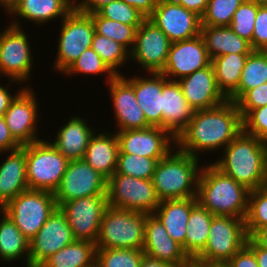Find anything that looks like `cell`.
<instances>
[{
    "mask_svg": "<svg viewBox=\"0 0 267 267\" xmlns=\"http://www.w3.org/2000/svg\"><path fill=\"white\" fill-rule=\"evenodd\" d=\"M242 131L238 105L227 100L214 108L196 110L186 129L176 139V147L198 158L203 153L212 156L215 151L221 153Z\"/></svg>",
    "mask_w": 267,
    "mask_h": 267,
    "instance_id": "obj_1",
    "label": "cell"
},
{
    "mask_svg": "<svg viewBox=\"0 0 267 267\" xmlns=\"http://www.w3.org/2000/svg\"><path fill=\"white\" fill-rule=\"evenodd\" d=\"M211 162L248 190L267 184V143L242 131Z\"/></svg>",
    "mask_w": 267,
    "mask_h": 267,
    "instance_id": "obj_2",
    "label": "cell"
},
{
    "mask_svg": "<svg viewBox=\"0 0 267 267\" xmlns=\"http://www.w3.org/2000/svg\"><path fill=\"white\" fill-rule=\"evenodd\" d=\"M202 164L198 179L197 202L214 216L245 220L250 190L222 173L211 160Z\"/></svg>",
    "mask_w": 267,
    "mask_h": 267,
    "instance_id": "obj_3",
    "label": "cell"
},
{
    "mask_svg": "<svg viewBox=\"0 0 267 267\" xmlns=\"http://www.w3.org/2000/svg\"><path fill=\"white\" fill-rule=\"evenodd\" d=\"M202 162L177 147L159 160L151 180L160 201L197 197Z\"/></svg>",
    "mask_w": 267,
    "mask_h": 267,
    "instance_id": "obj_4",
    "label": "cell"
},
{
    "mask_svg": "<svg viewBox=\"0 0 267 267\" xmlns=\"http://www.w3.org/2000/svg\"><path fill=\"white\" fill-rule=\"evenodd\" d=\"M148 214L107 207L103 213L97 249H142Z\"/></svg>",
    "mask_w": 267,
    "mask_h": 267,
    "instance_id": "obj_5",
    "label": "cell"
},
{
    "mask_svg": "<svg viewBox=\"0 0 267 267\" xmlns=\"http://www.w3.org/2000/svg\"><path fill=\"white\" fill-rule=\"evenodd\" d=\"M46 138L21 148L26 156L29 189L54 193L66 172L69 160L50 143L49 137Z\"/></svg>",
    "mask_w": 267,
    "mask_h": 267,
    "instance_id": "obj_6",
    "label": "cell"
},
{
    "mask_svg": "<svg viewBox=\"0 0 267 267\" xmlns=\"http://www.w3.org/2000/svg\"><path fill=\"white\" fill-rule=\"evenodd\" d=\"M56 54L52 70L62 75L88 48L95 34V25L88 13L72 9L60 21ZM61 27V28H60Z\"/></svg>",
    "mask_w": 267,
    "mask_h": 267,
    "instance_id": "obj_7",
    "label": "cell"
},
{
    "mask_svg": "<svg viewBox=\"0 0 267 267\" xmlns=\"http://www.w3.org/2000/svg\"><path fill=\"white\" fill-rule=\"evenodd\" d=\"M245 220L231 216H214L205 248L193 264L227 263L247 241Z\"/></svg>",
    "mask_w": 267,
    "mask_h": 267,
    "instance_id": "obj_8",
    "label": "cell"
},
{
    "mask_svg": "<svg viewBox=\"0 0 267 267\" xmlns=\"http://www.w3.org/2000/svg\"><path fill=\"white\" fill-rule=\"evenodd\" d=\"M24 27L6 24L0 32V77L20 82L25 87L31 82L34 53L30 35Z\"/></svg>",
    "mask_w": 267,
    "mask_h": 267,
    "instance_id": "obj_9",
    "label": "cell"
},
{
    "mask_svg": "<svg viewBox=\"0 0 267 267\" xmlns=\"http://www.w3.org/2000/svg\"><path fill=\"white\" fill-rule=\"evenodd\" d=\"M57 207L53 192L28 189L14 197L1 210L31 241Z\"/></svg>",
    "mask_w": 267,
    "mask_h": 267,
    "instance_id": "obj_10",
    "label": "cell"
},
{
    "mask_svg": "<svg viewBox=\"0 0 267 267\" xmlns=\"http://www.w3.org/2000/svg\"><path fill=\"white\" fill-rule=\"evenodd\" d=\"M108 206L153 214L160 204L151 179H139L124 174H113L107 180Z\"/></svg>",
    "mask_w": 267,
    "mask_h": 267,
    "instance_id": "obj_11",
    "label": "cell"
},
{
    "mask_svg": "<svg viewBox=\"0 0 267 267\" xmlns=\"http://www.w3.org/2000/svg\"><path fill=\"white\" fill-rule=\"evenodd\" d=\"M75 240L96 242L102 216L108 207L106 195L87 196L61 203Z\"/></svg>",
    "mask_w": 267,
    "mask_h": 267,
    "instance_id": "obj_12",
    "label": "cell"
},
{
    "mask_svg": "<svg viewBox=\"0 0 267 267\" xmlns=\"http://www.w3.org/2000/svg\"><path fill=\"white\" fill-rule=\"evenodd\" d=\"M25 87L11 102L4 113L6 125L8 126L13 138L21 145H27L41 140L38 134L39 119L38 113L41 112L40 102L32 87ZM39 102V103H38ZM40 110V111H39ZM38 134V135H37Z\"/></svg>",
    "mask_w": 267,
    "mask_h": 267,
    "instance_id": "obj_13",
    "label": "cell"
},
{
    "mask_svg": "<svg viewBox=\"0 0 267 267\" xmlns=\"http://www.w3.org/2000/svg\"><path fill=\"white\" fill-rule=\"evenodd\" d=\"M171 43L161 29L146 18L136 30L130 61L139 64L138 67L146 71L144 73H160L166 64Z\"/></svg>",
    "mask_w": 267,
    "mask_h": 267,
    "instance_id": "obj_14",
    "label": "cell"
},
{
    "mask_svg": "<svg viewBox=\"0 0 267 267\" xmlns=\"http://www.w3.org/2000/svg\"><path fill=\"white\" fill-rule=\"evenodd\" d=\"M106 189L107 179L84 159L71 160L54 192V197L59 206L61 203L82 197L106 195Z\"/></svg>",
    "mask_w": 267,
    "mask_h": 267,
    "instance_id": "obj_15",
    "label": "cell"
},
{
    "mask_svg": "<svg viewBox=\"0 0 267 267\" xmlns=\"http://www.w3.org/2000/svg\"><path fill=\"white\" fill-rule=\"evenodd\" d=\"M115 132L119 153L136 154L159 161L176 147V139L168 131L157 126Z\"/></svg>",
    "mask_w": 267,
    "mask_h": 267,
    "instance_id": "obj_16",
    "label": "cell"
},
{
    "mask_svg": "<svg viewBox=\"0 0 267 267\" xmlns=\"http://www.w3.org/2000/svg\"><path fill=\"white\" fill-rule=\"evenodd\" d=\"M211 64L205 42L200 35L172 42L164 69L167 79L178 81Z\"/></svg>",
    "mask_w": 267,
    "mask_h": 267,
    "instance_id": "obj_17",
    "label": "cell"
},
{
    "mask_svg": "<svg viewBox=\"0 0 267 267\" xmlns=\"http://www.w3.org/2000/svg\"><path fill=\"white\" fill-rule=\"evenodd\" d=\"M74 241L68 221L57 207L30 241L29 267H38L52 254Z\"/></svg>",
    "mask_w": 267,
    "mask_h": 267,
    "instance_id": "obj_18",
    "label": "cell"
},
{
    "mask_svg": "<svg viewBox=\"0 0 267 267\" xmlns=\"http://www.w3.org/2000/svg\"><path fill=\"white\" fill-rule=\"evenodd\" d=\"M149 19L171 42L190 39L201 33V17L171 0H158Z\"/></svg>",
    "mask_w": 267,
    "mask_h": 267,
    "instance_id": "obj_19",
    "label": "cell"
},
{
    "mask_svg": "<svg viewBox=\"0 0 267 267\" xmlns=\"http://www.w3.org/2000/svg\"><path fill=\"white\" fill-rule=\"evenodd\" d=\"M115 115L116 131L150 127L134 93L133 85L122 75H116L107 84ZM118 129V130H117Z\"/></svg>",
    "mask_w": 267,
    "mask_h": 267,
    "instance_id": "obj_20",
    "label": "cell"
},
{
    "mask_svg": "<svg viewBox=\"0 0 267 267\" xmlns=\"http://www.w3.org/2000/svg\"><path fill=\"white\" fill-rule=\"evenodd\" d=\"M142 250L149 257L168 262L175 267H190L193 264L182 246L170 237L153 214L146 216Z\"/></svg>",
    "mask_w": 267,
    "mask_h": 267,
    "instance_id": "obj_21",
    "label": "cell"
},
{
    "mask_svg": "<svg viewBox=\"0 0 267 267\" xmlns=\"http://www.w3.org/2000/svg\"><path fill=\"white\" fill-rule=\"evenodd\" d=\"M72 9L73 0H16L8 7L6 15L13 18L9 23L11 25L24 27L23 22L25 24L27 20L28 23H35V26L41 27L59 17V21L63 20Z\"/></svg>",
    "mask_w": 267,
    "mask_h": 267,
    "instance_id": "obj_22",
    "label": "cell"
},
{
    "mask_svg": "<svg viewBox=\"0 0 267 267\" xmlns=\"http://www.w3.org/2000/svg\"><path fill=\"white\" fill-rule=\"evenodd\" d=\"M177 82L195 111L214 108L228 100L218 88L212 64Z\"/></svg>",
    "mask_w": 267,
    "mask_h": 267,
    "instance_id": "obj_23",
    "label": "cell"
},
{
    "mask_svg": "<svg viewBox=\"0 0 267 267\" xmlns=\"http://www.w3.org/2000/svg\"><path fill=\"white\" fill-rule=\"evenodd\" d=\"M194 113V108L186 101L178 82L162 74V128L177 139Z\"/></svg>",
    "mask_w": 267,
    "mask_h": 267,
    "instance_id": "obj_24",
    "label": "cell"
},
{
    "mask_svg": "<svg viewBox=\"0 0 267 267\" xmlns=\"http://www.w3.org/2000/svg\"><path fill=\"white\" fill-rule=\"evenodd\" d=\"M92 126L88 119L75 114L58 127L53 141H49L69 161L83 159L89 140L96 131Z\"/></svg>",
    "mask_w": 267,
    "mask_h": 267,
    "instance_id": "obj_25",
    "label": "cell"
},
{
    "mask_svg": "<svg viewBox=\"0 0 267 267\" xmlns=\"http://www.w3.org/2000/svg\"><path fill=\"white\" fill-rule=\"evenodd\" d=\"M148 75V76H147ZM134 87L136 100L150 126L162 128V73L123 75Z\"/></svg>",
    "mask_w": 267,
    "mask_h": 267,
    "instance_id": "obj_26",
    "label": "cell"
},
{
    "mask_svg": "<svg viewBox=\"0 0 267 267\" xmlns=\"http://www.w3.org/2000/svg\"><path fill=\"white\" fill-rule=\"evenodd\" d=\"M1 154L6 157L0 162V210L14 197L29 189L25 151L19 148Z\"/></svg>",
    "mask_w": 267,
    "mask_h": 267,
    "instance_id": "obj_27",
    "label": "cell"
},
{
    "mask_svg": "<svg viewBox=\"0 0 267 267\" xmlns=\"http://www.w3.org/2000/svg\"><path fill=\"white\" fill-rule=\"evenodd\" d=\"M107 128L91 136L83 159L108 180L116 172L119 143L116 132Z\"/></svg>",
    "mask_w": 267,
    "mask_h": 267,
    "instance_id": "obj_28",
    "label": "cell"
},
{
    "mask_svg": "<svg viewBox=\"0 0 267 267\" xmlns=\"http://www.w3.org/2000/svg\"><path fill=\"white\" fill-rule=\"evenodd\" d=\"M197 198L161 200L153 215L165 227L170 237L179 243L185 252L187 222L191 209L197 204Z\"/></svg>",
    "mask_w": 267,
    "mask_h": 267,
    "instance_id": "obj_29",
    "label": "cell"
},
{
    "mask_svg": "<svg viewBox=\"0 0 267 267\" xmlns=\"http://www.w3.org/2000/svg\"><path fill=\"white\" fill-rule=\"evenodd\" d=\"M201 36L209 57L227 54H250L253 48L247 40L234 33L229 26H201Z\"/></svg>",
    "mask_w": 267,
    "mask_h": 267,
    "instance_id": "obj_30",
    "label": "cell"
},
{
    "mask_svg": "<svg viewBox=\"0 0 267 267\" xmlns=\"http://www.w3.org/2000/svg\"><path fill=\"white\" fill-rule=\"evenodd\" d=\"M29 253L30 241L11 218L0 210V262L12 264L24 259L25 262L21 263L29 267Z\"/></svg>",
    "mask_w": 267,
    "mask_h": 267,
    "instance_id": "obj_31",
    "label": "cell"
},
{
    "mask_svg": "<svg viewBox=\"0 0 267 267\" xmlns=\"http://www.w3.org/2000/svg\"><path fill=\"white\" fill-rule=\"evenodd\" d=\"M96 244L75 240L52 254L38 267H88L96 262Z\"/></svg>",
    "mask_w": 267,
    "mask_h": 267,
    "instance_id": "obj_32",
    "label": "cell"
},
{
    "mask_svg": "<svg viewBox=\"0 0 267 267\" xmlns=\"http://www.w3.org/2000/svg\"><path fill=\"white\" fill-rule=\"evenodd\" d=\"M249 54H227L211 60L219 90L228 99L237 89Z\"/></svg>",
    "mask_w": 267,
    "mask_h": 267,
    "instance_id": "obj_33",
    "label": "cell"
},
{
    "mask_svg": "<svg viewBox=\"0 0 267 267\" xmlns=\"http://www.w3.org/2000/svg\"><path fill=\"white\" fill-rule=\"evenodd\" d=\"M213 217L199 203L191 209L185 237V253L191 260L205 248Z\"/></svg>",
    "mask_w": 267,
    "mask_h": 267,
    "instance_id": "obj_34",
    "label": "cell"
},
{
    "mask_svg": "<svg viewBox=\"0 0 267 267\" xmlns=\"http://www.w3.org/2000/svg\"><path fill=\"white\" fill-rule=\"evenodd\" d=\"M267 82V51L253 50L242 70L238 89L228 98L237 102L248 90Z\"/></svg>",
    "mask_w": 267,
    "mask_h": 267,
    "instance_id": "obj_35",
    "label": "cell"
},
{
    "mask_svg": "<svg viewBox=\"0 0 267 267\" xmlns=\"http://www.w3.org/2000/svg\"><path fill=\"white\" fill-rule=\"evenodd\" d=\"M91 48L116 75L123 74L120 69L130 61V52L124 46L95 32Z\"/></svg>",
    "mask_w": 267,
    "mask_h": 267,
    "instance_id": "obj_36",
    "label": "cell"
},
{
    "mask_svg": "<svg viewBox=\"0 0 267 267\" xmlns=\"http://www.w3.org/2000/svg\"><path fill=\"white\" fill-rule=\"evenodd\" d=\"M90 16L97 34L120 43L129 52L132 50L137 30L134 26L101 17L97 12L91 13Z\"/></svg>",
    "mask_w": 267,
    "mask_h": 267,
    "instance_id": "obj_37",
    "label": "cell"
},
{
    "mask_svg": "<svg viewBox=\"0 0 267 267\" xmlns=\"http://www.w3.org/2000/svg\"><path fill=\"white\" fill-rule=\"evenodd\" d=\"M80 75H102L104 81L107 84L111 81L116 74L103 62L99 55L92 50V48L86 49L81 56L63 73L65 77L78 76Z\"/></svg>",
    "mask_w": 267,
    "mask_h": 267,
    "instance_id": "obj_38",
    "label": "cell"
},
{
    "mask_svg": "<svg viewBox=\"0 0 267 267\" xmlns=\"http://www.w3.org/2000/svg\"><path fill=\"white\" fill-rule=\"evenodd\" d=\"M264 226H267V184L250 191L248 211L245 217L248 237H251L259 228Z\"/></svg>",
    "mask_w": 267,
    "mask_h": 267,
    "instance_id": "obj_39",
    "label": "cell"
},
{
    "mask_svg": "<svg viewBox=\"0 0 267 267\" xmlns=\"http://www.w3.org/2000/svg\"><path fill=\"white\" fill-rule=\"evenodd\" d=\"M157 163L158 160L154 158L118 153L117 167L114 174H124L139 179H152Z\"/></svg>",
    "mask_w": 267,
    "mask_h": 267,
    "instance_id": "obj_40",
    "label": "cell"
},
{
    "mask_svg": "<svg viewBox=\"0 0 267 267\" xmlns=\"http://www.w3.org/2000/svg\"><path fill=\"white\" fill-rule=\"evenodd\" d=\"M144 256L142 249H97L99 267H139Z\"/></svg>",
    "mask_w": 267,
    "mask_h": 267,
    "instance_id": "obj_41",
    "label": "cell"
},
{
    "mask_svg": "<svg viewBox=\"0 0 267 267\" xmlns=\"http://www.w3.org/2000/svg\"><path fill=\"white\" fill-rule=\"evenodd\" d=\"M244 0H209L201 17V26H229L235 11Z\"/></svg>",
    "mask_w": 267,
    "mask_h": 267,
    "instance_id": "obj_42",
    "label": "cell"
},
{
    "mask_svg": "<svg viewBox=\"0 0 267 267\" xmlns=\"http://www.w3.org/2000/svg\"><path fill=\"white\" fill-rule=\"evenodd\" d=\"M257 12L258 5L256 3L244 0L235 11L229 25L234 33L250 43L252 42Z\"/></svg>",
    "mask_w": 267,
    "mask_h": 267,
    "instance_id": "obj_43",
    "label": "cell"
},
{
    "mask_svg": "<svg viewBox=\"0 0 267 267\" xmlns=\"http://www.w3.org/2000/svg\"><path fill=\"white\" fill-rule=\"evenodd\" d=\"M97 13L109 20L121 22L126 25H132L136 29L141 26L146 17L137 9L129 6L124 1L115 0L101 7Z\"/></svg>",
    "mask_w": 267,
    "mask_h": 267,
    "instance_id": "obj_44",
    "label": "cell"
},
{
    "mask_svg": "<svg viewBox=\"0 0 267 267\" xmlns=\"http://www.w3.org/2000/svg\"><path fill=\"white\" fill-rule=\"evenodd\" d=\"M243 131L267 143V105L249 111L243 118Z\"/></svg>",
    "mask_w": 267,
    "mask_h": 267,
    "instance_id": "obj_45",
    "label": "cell"
},
{
    "mask_svg": "<svg viewBox=\"0 0 267 267\" xmlns=\"http://www.w3.org/2000/svg\"><path fill=\"white\" fill-rule=\"evenodd\" d=\"M242 118L251 110L267 105V82L248 90L237 102Z\"/></svg>",
    "mask_w": 267,
    "mask_h": 267,
    "instance_id": "obj_46",
    "label": "cell"
},
{
    "mask_svg": "<svg viewBox=\"0 0 267 267\" xmlns=\"http://www.w3.org/2000/svg\"><path fill=\"white\" fill-rule=\"evenodd\" d=\"M253 50L267 51V6L258 5L252 42Z\"/></svg>",
    "mask_w": 267,
    "mask_h": 267,
    "instance_id": "obj_47",
    "label": "cell"
},
{
    "mask_svg": "<svg viewBox=\"0 0 267 267\" xmlns=\"http://www.w3.org/2000/svg\"><path fill=\"white\" fill-rule=\"evenodd\" d=\"M227 263L230 267H259L254 252L246 244Z\"/></svg>",
    "mask_w": 267,
    "mask_h": 267,
    "instance_id": "obj_48",
    "label": "cell"
},
{
    "mask_svg": "<svg viewBox=\"0 0 267 267\" xmlns=\"http://www.w3.org/2000/svg\"><path fill=\"white\" fill-rule=\"evenodd\" d=\"M1 81V79H0ZM10 82H7L8 84L1 83L0 84V115L4 116V113L6 112V110L8 109V107L10 106L11 102L15 99V97L24 89L25 86H23V84H21L18 81L15 80H8ZM16 83V84H15ZM14 85L20 84L18 85V91L14 94L11 92L12 88L14 87ZM12 85V88H10ZM21 86V89H20ZM23 86V87H22ZM10 89V90H9Z\"/></svg>",
    "mask_w": 267,
    "mask_h": 267,
    "instance_id": "obj_49",
    "label": "cell"
},
{
    "mask_svg": "<svg viewBox=\"0 0 267 267\" xmlns=\"http://www.w3.org/2000/svg\"><path fill=\"white\" fill-rule=\"evenodd\" d=\"M21 147L22 146L11 135L4 116L0 115V153L14 151Z\"/></svg>",
    "mask_w": 267,
    "mask_h": 267,
    "instance_id": "obj_50",
    "label": "cell"
},
{
    "mask_svg": "<svg viewBox=\"0 0 267 267\" xmlns=\"http://www.w3.org/2000/svg\"><path fill=\"white\" fill-rule=\"evenodd\" d=\"M115 0H73V9L81 13H96L101 7Z\"/></svg>",
    "mask_w": 267,
    "mask_h": 267,
    "instance_id": "obj_51",
    "label": "cell"
},
{
    "mask_svg": "<svg viewBox=\"0 0 267 267\" xmlns=\"http://www.w3.org/2000/svg\"><path fill=\"white\" fill-rule=\"evenodd\" d=\"M124 1L129 6L134 7L140 13H142L146 18H149L155 7L157 6L158 0H121Z\"/></svg>",
    "mask_w": 267,
    "mask_h": 267,
    "instance_id": "obj_52",
    "label": "cell"
},
{
    "mask_svg": "<svg viewBox=\"0 0 267 267\" xmlns=\"http://www.w3.org/2000/svg\"><path fill=\"white\" fill-rule=\"evenodd\" d=\"M177 4L182 5L186 9L195 12L202 17L206 11L209 0H171Z\"/></svg>",
    "mask_w": 267,
    "mask_h": 267,
    "instance_id": "obj_53",
    "label": "cell"
},
{
    "mask_svg": "<svg viewBox=\"0 0 267 267\" xmlns=\"http://www.w3.org/2000/svg\"><path fill=\"white\" fill-rule=\"evenodd\" d=\"M246 245L254 252L259 267H267V249L259 246L251 237L247 238Z\"/></svg>",
    "mask_w": 267,
    "mask_h": 267,
    "instance_id": "obj_54",
    "label": "cell"
},
{
    "mask_svg": "<svg viewBox=\"0 0 267 267\" xmlns=\"http://www.w3.org/2000/svg\"><path fill=\"white\" fill-rule=\"evenodd\" d=\"M139 267H175L174 265L144 254Z\"/></svg>",
    "mask_w": 267,
    "mask_h": 267,
    "instance_id": "obj_55",
    "label": "cell"
},
{
    "mask_svg": "<svg viewBox=\"0 0 267 267\" xmlns=\"http://www.w3.org/2000/svg\"><path fill=\"white\" fill-rule=\"evenodd\" d=\"M251 238L261 247L267 249V226L259 228Z\"/></svg>",
    "mask_w": 267,
    "mask_h": 267,
    "instance_id": "obj_56",
    "label": "cell"
},
{
    "mask_svg": "<svg viewBox=\"0 0 267 267\" xmlns=\"http://www.w3.org/2000/svg\"><path fill=\"white\" fill-rule=\"evenodd\" d=\"M198 267H230L228 263L194 264Z\"/></svg>",
    "mask_w": 267,
    "mask_h": 267,
    "instance_id": "obj_57",
    "label": "cell"
},
{
    "mask_svg": "<svg viewBox=\"0 0 267 267\" xmlns=\"http://www.w3.org/2000/svg\"><path fill=\"white\" fill-rule=\"evenodd\" d=\"M260 6H267V0H249Z\"/></svg>",
    "mask_w": 267,
    "mask_h": 267,
    "instance_id": "obj_58",
    "label": "cell"
},
{
    "mask_svg": "<svg viewBox=\"0 0 267 267\" xmlns=\"http://www.w3.org/2000/svg\"><path fill=\"white\" fill-rule=\"evenodd\" d=\"M0 8H2L5 14L8 12V7L5 5L4 0H0Z\"/></svg>",
    "mask_w": 267,
    "mask_h": 267,
    "instance_id": "obj_59",
    "label": "cell"
},
{
    "mask_svg": "<svg viewBox=\"0 0 267 267\" xmlns=\"http://www.w3.org/2000/svg\"><path fill=\"white\" fill-rule=\"evenodd\" d=\"M16 0H4V3L7 7H9Z\"/></svg>",
    "mask_w": 267,
    "mask_h": 267,
    "instance_id": "obj_60",
    "label": "cell"
},
{
    "mask_svg": "<svg viewBox=\"0 0 267 267\" xmlns=\"http://www.w3.org/2000/svg\"><path fill=\"white\" fill-rule=\"evenodd\" d=\"M88 267H99V265H98L97 262H95V263H93L92 265H90V266H88Z\"/></svg>",
    "mask_w": 267,
    "mask_h": 267,
    "instance_id": "obj_61",
    "label": "cell"
}]
</instances>
